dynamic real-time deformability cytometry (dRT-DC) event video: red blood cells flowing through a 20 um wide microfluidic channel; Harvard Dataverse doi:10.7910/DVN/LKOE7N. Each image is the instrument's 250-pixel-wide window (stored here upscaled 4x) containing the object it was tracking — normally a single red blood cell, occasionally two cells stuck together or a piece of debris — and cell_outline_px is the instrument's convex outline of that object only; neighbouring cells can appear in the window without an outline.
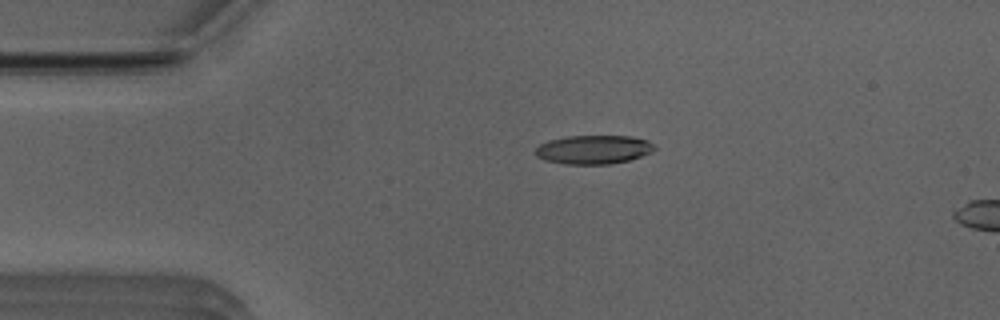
{"species": "Egyptian fruit bat (a non-hibernating species)", "species_latin": "Rousettus aegyptiacus", "temperature_condition": "room temperature", "stored_images_in_passage": 4, "camera_frame_rate_fps": 3000, "um_per_image_px": 0.085, "animal": {"sex": "male"}, "frame": {"image": 1, "passage_image": 1, "time_ms": 0.0, "image_size_px": [1000, 320], "cell_outline_px": [[656, 148], [652, 152], [628, 160], [608, 164], [564, 164], [544, 160], [536, 156], [536, 148], [540, 144], [548, 140], [568, 136], [632, 136], [648, 140], [656, 144]], "centroid_in_image_um": [50.47, 12.71], "position_along_channel_um": 34.5, "area_um2": 20.06}}